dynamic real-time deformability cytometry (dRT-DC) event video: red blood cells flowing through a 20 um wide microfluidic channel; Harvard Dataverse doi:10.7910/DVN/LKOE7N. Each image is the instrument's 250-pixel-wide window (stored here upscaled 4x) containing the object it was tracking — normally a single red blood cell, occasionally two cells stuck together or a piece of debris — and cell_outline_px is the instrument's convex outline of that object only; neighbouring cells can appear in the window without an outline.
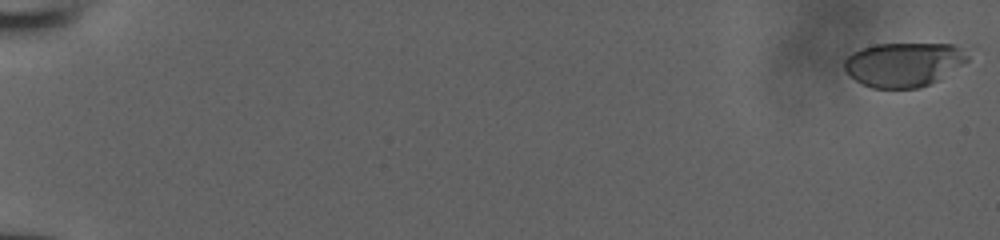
{"species": "human", "species_latin": "Homo sapiens", "temperature_condition": "room temperature", "stored_images_in_passage": 53, "camera_frame_rate_fps": 3000, "um_per_image_px": 0.085, "donor": {"sex": "male"}, "frame": {"image": 1, "passage_image": 1, "time_ms": 0.0, "image_size_px": [1000, 240], "cell_outline_px": [[968, 60], [940, 80], [920, 88], [872, 88], [856, 80], [844, 68], [844, 60], [852, 52], [860, 48], [876, 44], [952, 44], [960, 48], [968, 56]], "centroid_in_image_um": [76.81, 5.48], "position_along_channel_um": 8.2, "area_um2": 31.67}}
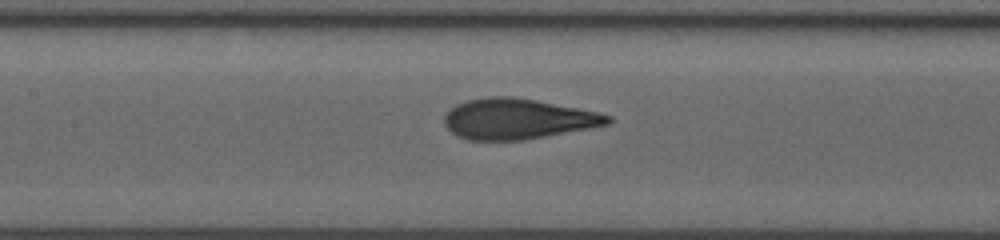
{"frame": {"image": 2, "passage_image": 28, "time_ms": 9.0, "image_size_px": [1000, 240], "cell_outline_px": [[612, 120], [608, 124], [588, 128], [524, 140], [468, 140], [456, 136], [444, 124], [444, 112], [456, 104], [468, 100], [488, 96], [512, 96], [536, 100], [600, 112], [612, 116]], "centroid_in_image_um": [43.96, 10.1], "position_along_channel_um": 163.4, "area_um2": 38.67}}
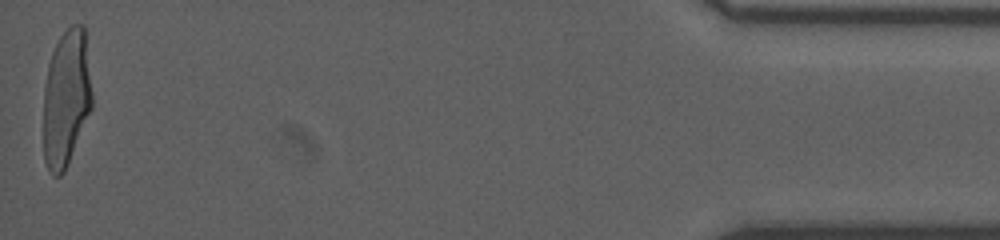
{"frame": {"image": 3, "passage_image": 53, "time_ms": 17.333, "image_size_px": [1000, 240], "cell_outline_px": [[92, 108], [68, 164], [64, 172], [60, 176], [52, 176], [44, 160], [44, 88], [48, 64], [52, 52], [60, 36], [72, 24], [84, 24], [92, 92]], "centroid_in_image_um": [5.64, 8.35], "position_along_channel_um": 429.6, "area_um2": 38.9}}